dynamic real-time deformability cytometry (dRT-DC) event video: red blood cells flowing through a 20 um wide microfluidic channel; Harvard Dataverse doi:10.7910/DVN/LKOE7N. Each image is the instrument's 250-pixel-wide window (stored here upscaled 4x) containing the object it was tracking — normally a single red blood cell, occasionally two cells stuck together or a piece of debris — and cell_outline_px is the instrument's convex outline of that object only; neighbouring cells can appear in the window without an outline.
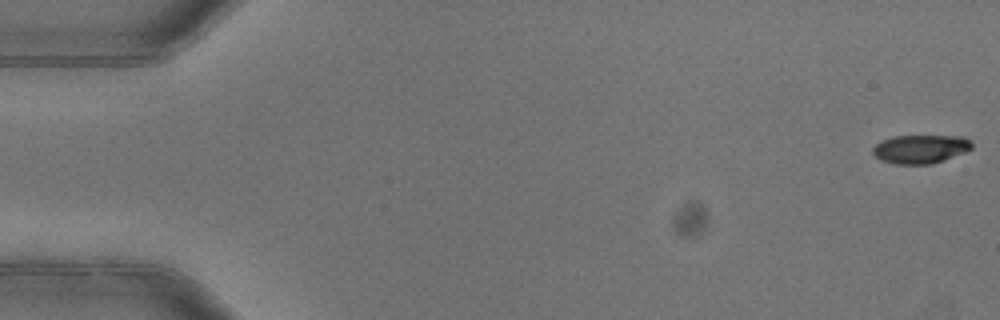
{"species": "common noctule bat (a hibernating species)", "species_latin": "Nyctalus noctula", "temperature_condition": "warm", "stored_images_in_passage": 4, "camera_frame_rate_fps": 3000, "um_per_image_px": 0.085, "animal": {"sex": "female"}, "frame": {"image": 1, "passage_image": 1, "time_ms": 0.0, "image_size_px": [1000, 320], "cell_outline_px": [[972, 148], [964, 152], [944, 160], [932, 164], [896, 164], [884, 160], [876, 156], [872, 152], [872, 148], [876, 144], [892, 136], [964, 136], [972, 140]], "centroid_in_image_um": [78.28, 12.66], "position_along_channel_um": 6.7, "area_um2": 16.42}}
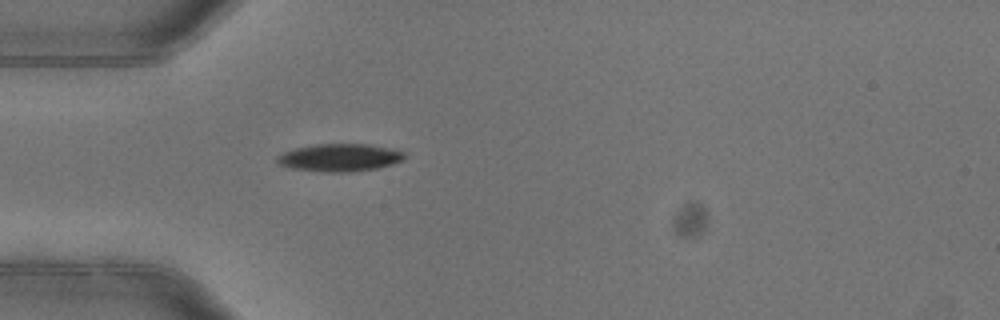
{"frame": {"image": 2, "passage_image": 4, "time_ms": 1.0, "image_size_px": [1000, 320], "cell_outline_px": [[408, 156], [404, 160], [392, 164], [376, 168], [348, 172], [320, 172], [288, 168], [280, 164], [276, 160], [276, 156], [284, 152], [296, 148], [316, 144], [368, 144], [396, 148], [404, 152]], "centroid_in_image_um": [28.92, 13.39], "position_along_channel_um": 56.1, "area_um2": 20.81}}